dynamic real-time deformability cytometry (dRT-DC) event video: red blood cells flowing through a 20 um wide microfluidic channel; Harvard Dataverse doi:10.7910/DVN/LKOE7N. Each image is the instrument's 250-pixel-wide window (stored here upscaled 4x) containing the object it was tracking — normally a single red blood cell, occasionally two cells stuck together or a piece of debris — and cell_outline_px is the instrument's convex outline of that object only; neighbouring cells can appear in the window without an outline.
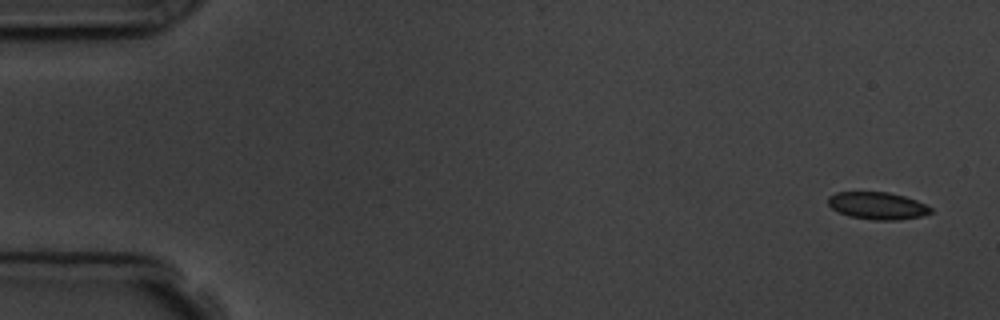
{"species": "common noctule bat (a hibernating species)", "species_latin": "Nyctalus noctula", "temperature_condition": "room temperature", "stored_images_in_passage": 6, "camera_frame_rate_fps": 3000, "um_per_image_px": 0.085, "animal": {"sex": "male", "body_mass_g": 19.5, "forearm_length_mm": 54.6}, "frame": {"image": 1, "passage_image": 1, "time_ms": 0.0, "image_size_px": [1000, 320], "cell_outline_px": [[932, 212], [920, 216], [896, 220], [876, 220], [848, 216], [832, 208], [828, 204], [828, 196], [836, 192], [888, 192], [904, 196], [916, 200], [932, 208]], "centroid_in_image_um": [74.57, 17.48], "position_along_channel_um": 10.4, "area_um2": 16.18}}
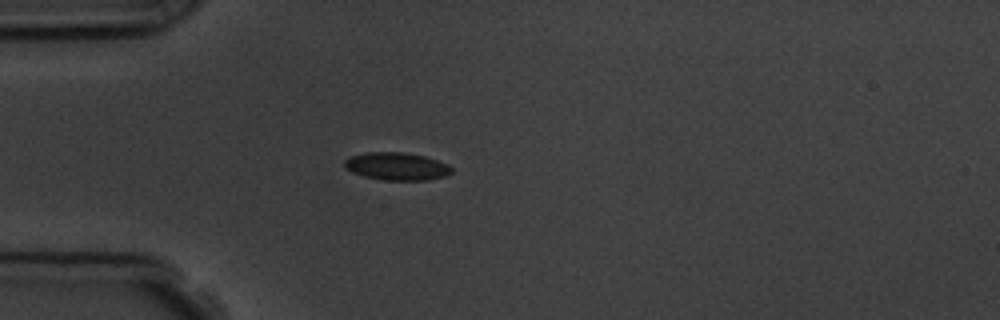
{"frame": {"image": 2, "passage_image": 4, "time_ms": 4.333, "image_size_px": [1000, 320], "cell_outline_px": [[452, 172], [448, 176], [428, 180], [384, 180], [364, 176], [352, 172], [344, 168], [344, 160], [348, 156], [368, 152], [400, 152], [424, 156], [448, 164], [452, 168]], "centroid_in_image_um": [33.71, 14.14], "position_along_channel_um": 51.3, "area_um2": 17.4}}